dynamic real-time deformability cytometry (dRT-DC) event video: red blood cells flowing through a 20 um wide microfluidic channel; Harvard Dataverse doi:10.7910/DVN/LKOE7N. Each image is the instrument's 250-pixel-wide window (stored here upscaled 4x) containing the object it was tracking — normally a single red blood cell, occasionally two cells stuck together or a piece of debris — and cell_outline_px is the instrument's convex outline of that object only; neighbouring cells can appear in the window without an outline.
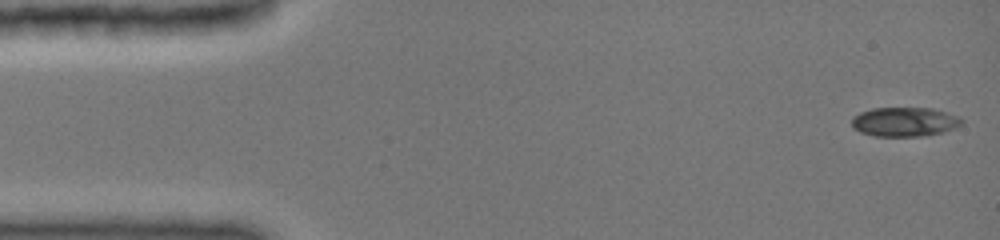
{"species": "common noctule bat (a hibernating species)", "species_latin": "Nyctalus noctula", "temperature_condition": "cold", "stored_images_in_passage": 103, "camera_frame_rate_fps": 3000, "um_per_image_px": 0.085, "animal": {"sex": "female", "body_mass_g": 19.0, "forearm_length_mm": 51.5}, "frame": {"image": 1, "passage_image": 1, "time_ms": 0.0, "image_size_px": [1000, 240], "cell_outline_px": [[964, 120], [956, 128], [944, 132], [924, 136], [872, 136], [860, 132], [852, 128], [852, 116], [860, 112], [872, 108], [932, 108], [960, 116]], "centroid_in_image_um": [76.89, 10.36], "position_along_channel_um": 8.1, "area_um2": 19.02}}
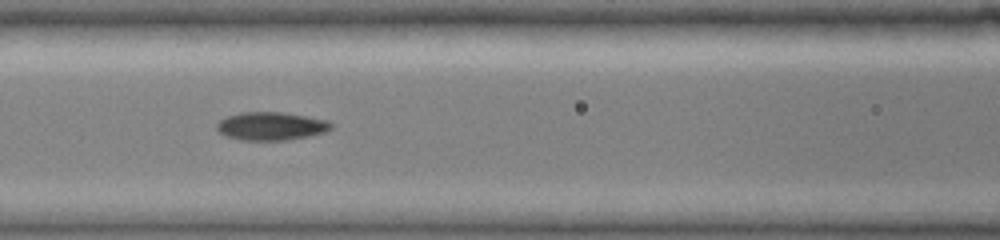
{"frame": {"image": 2, "passage_image": 46, "time_ms": 6.333, "image_size_px": [1000, 240], "cell_outline_px": [[332, 128], [324, 132], [308, 136], [288, 140], [240, 140], [228, 136], [220, 132], [216, 128], [216, 124], [220, 120], [228, 116], [240, 112], [280, 112], [328, 120], [332, 124]], "centroid_in_image_um": [23.03, 10.72], "position_along_channel_um": 143.6, "area_um2": 18.61}}
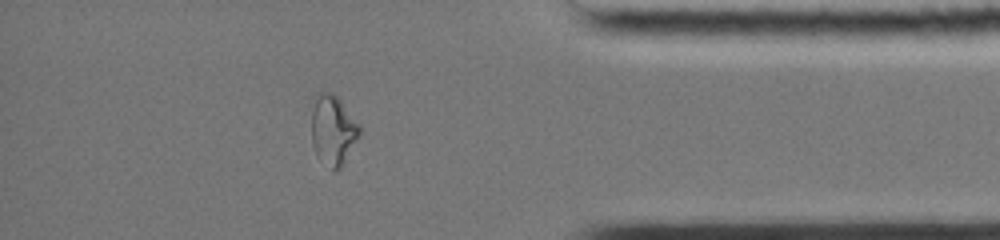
{"frame": {"image": 3, "passage_image": 87, "time_ms": 13.333, "image_size_px": [1000, 240], "cell_outline_px": [[360, 136], [340, 168], [332, 168], [316, 156], [312, 144], [312, 112], [316, 100], [320, 92], [332, 92], [340, 100], [360, 124]], "centroid_in_image_um": [28.32, 11.05], "position_along_channel_um": 406.9, "area_um2": 19.19}, "authors_computed_cell_mechanics": {"area_um2": 18.6694, "velocity_mm_per_s": 3.9872, "shape_relaxation_time_tau1_ms": null, "shape_relaxation_time_tau2_ms": 4.7195, "deformation_change_tau1": null, "deformation_change_tau2": 0.0862}}